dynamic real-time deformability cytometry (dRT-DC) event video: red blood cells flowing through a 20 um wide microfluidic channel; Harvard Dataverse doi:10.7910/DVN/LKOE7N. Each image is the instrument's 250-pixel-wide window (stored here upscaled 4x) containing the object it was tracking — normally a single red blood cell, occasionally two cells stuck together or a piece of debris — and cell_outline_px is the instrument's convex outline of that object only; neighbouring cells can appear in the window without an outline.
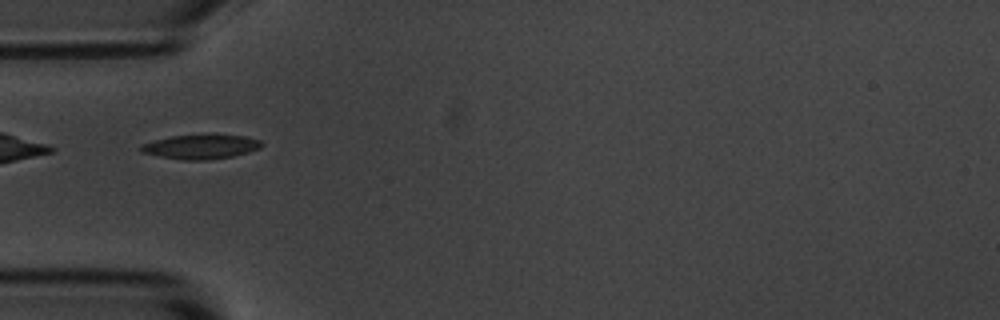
{"species": "common noctule bat (a hibernating species)", "species_latin": "Nyctalus noctula", "temperature_condition": "room temperature", "stored_images_in_passage": 40, "camera_frame_rate_fps": 3000, "um_per_image_px": 0.085, "animal": {"sex": "male", "body_mass_g": 20.1, "forearm_length_mm": 53.5}, "frame": {"image": 1, "passage_image": 1, "time_ms": 0.0, "image_size_px": [1000, 320], "cell_outline_px": [[264, 144], [260, 148], [248, 152], [232, 156], [208, 160], [184, 160], [160, 156], [140, 152], [140, 144], [152, 140], [172, 136], [208, 132], [212, 132], [244, 136], [260, 140]], "centroid_in_image_um": [17.08, 12.43], "position_along_channel_um": 67.9, "area_um2": 17.86}}
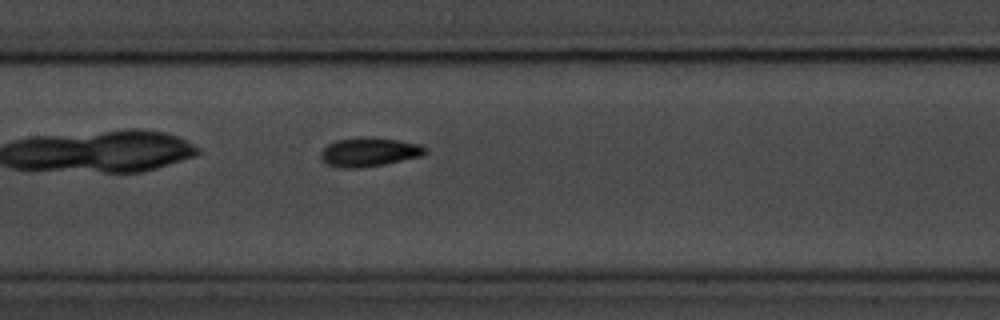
{"frame": {"image": 2, "passage_image": 10, "time_ms": 3.0, "image_size_px": [1000, 320], "cell_outline_px": [[428, 152], [424, 156], [384, 164], [360, 168], [336, 168], [324, 164], [320, 156], [320, 152], [328, 144], [336, 140], [396, 140], [420, 144], [428, 148]], "centroid_in_image_um": [31.39, 12.99], "position_along_channel_um": 176.0, "area_um2": 17.11}}
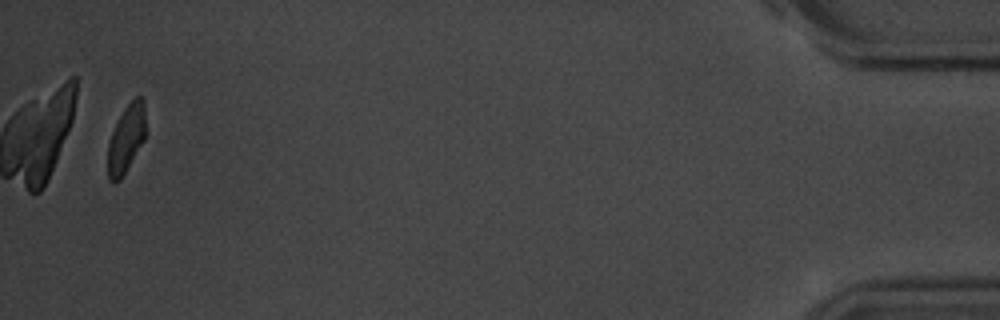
{"frame": {"image": 3, "passage_image": 38, "time_ms": 12.333, "image_size_px": [1000, 320], "cell_outline_px": [[144, 140], [120, 180], [112, 184], [108, 180], [108, 144], [112, 132], [124, 108], [136, 96], [140, 96], [144, 100]], "centroid_in_image_um": [10.71, 11.82], "position_along_channel_um": 424.5, "area_um2": 14.68}, "authors_computed_cell_mechanics": {"area_um2": 16.762, "velocity_mm_per_s": 3.5864, "shape_relaxation_time_tau1_ms": 2.6337, "shape_relaxation_time_tau2_ms": 2.1703, "deformation_change_tau1": 0.1199, "deformation_change_tau2": 0.0703}}